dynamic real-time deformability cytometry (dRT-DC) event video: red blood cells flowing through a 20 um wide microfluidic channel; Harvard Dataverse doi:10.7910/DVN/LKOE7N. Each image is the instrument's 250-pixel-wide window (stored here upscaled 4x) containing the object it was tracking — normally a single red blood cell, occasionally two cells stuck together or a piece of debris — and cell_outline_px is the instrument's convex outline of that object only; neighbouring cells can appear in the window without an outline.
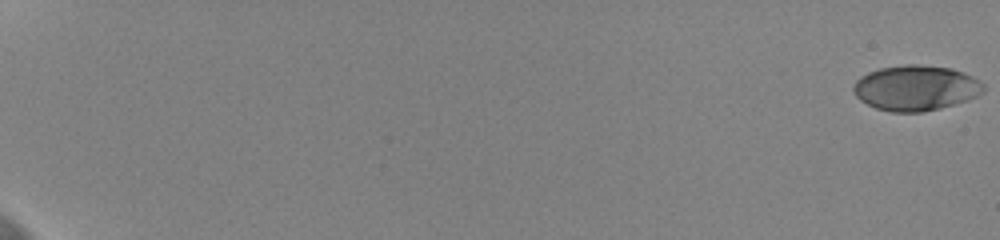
{"species": "human", "species_latin": "Homo sapiens", "temperature_condition": "cold", "stored_images_in_passage": 60, "camera_frame_rate_fps": 3000, "um_per_image_px": 0.085, "donor": {"sex": "female"}, "frame": {"image": 1, "passage_image": 1, "time_ms": 0.0, "image_size_px": [1000, 240], "cell_outline_px": [[984, 92], [968, 100], [940, 108], [924, 112], [892, 112], [876, 108], [860, 100], [856, 96], [852, 88], [856, 80], [860, 76], [868, 72], [880, 68], [908, 64], [916, 64], [952, 68], [972, 76], [980, 80], [984, 84]], "centroid_in_image_um": [77.85, 7.47], "position_along_channel_um": 7.2, "area_um2": 34.45}}
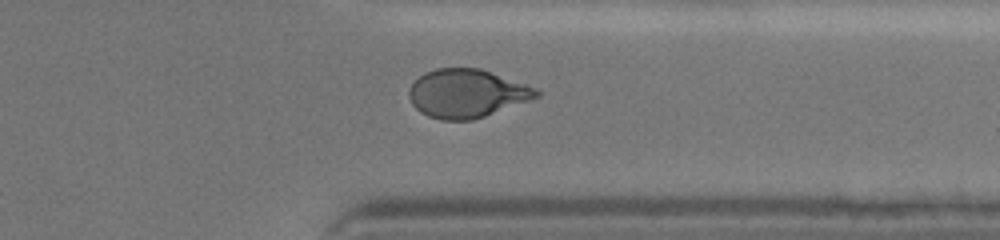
{"frame": {"image": 2, "passage_image": 50, "time_ms": 16.333, "image_size_px": [1000, 240], "cell_outline_px": [[540, 96], [484, 116], [472, 120], [440, 120], [428, 116], [420, 112], [412, 104], [408, 96], [408, 88], [424, 72], [436, 68], [480, 68], [536, 88], [540, 92]], "centroid_in_image_um": [39.63, 7.94], "position_along_channel_um": 371.8, "area_um2": 35.72}}
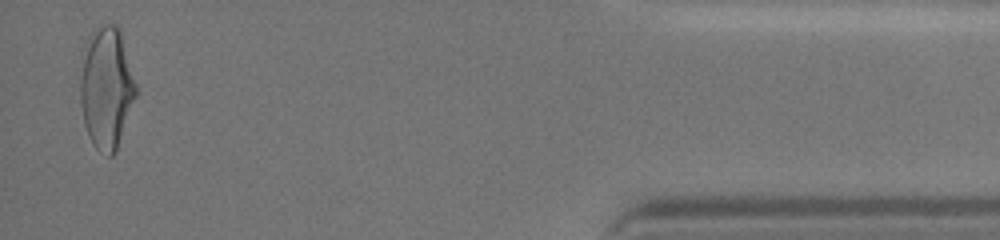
{"frame": {"image": 3, "passage_image": 59, "time_ms": 19.333, "image_size_px": [1000, 240], "cell_outline_px": [[136, 96], [116, 152], [112, 156], [108, 156], [100, 152], [96, 148], [88, 136], [84, 124], [80, 104], [80, 80], [88, 36], [100, 24], [116, 24], [120, 28], [136, 84]], "centroid_in_image_um": [9.05, 7.48], "position_along_channel_um": 426.1, "area_um2": 39.42}, "authors_computed_cell_mechanics": {"area_um2": 35.2002, "velocity_mm_per_s": 3.6381, "shape_relaxation_time_tau1_ms": 4.3393, "shape_relaxation_time_tau2_ms": 1.3005, "deformation_change_tau1": 0.1596, "deformation_change_tau2": 0.0635}}